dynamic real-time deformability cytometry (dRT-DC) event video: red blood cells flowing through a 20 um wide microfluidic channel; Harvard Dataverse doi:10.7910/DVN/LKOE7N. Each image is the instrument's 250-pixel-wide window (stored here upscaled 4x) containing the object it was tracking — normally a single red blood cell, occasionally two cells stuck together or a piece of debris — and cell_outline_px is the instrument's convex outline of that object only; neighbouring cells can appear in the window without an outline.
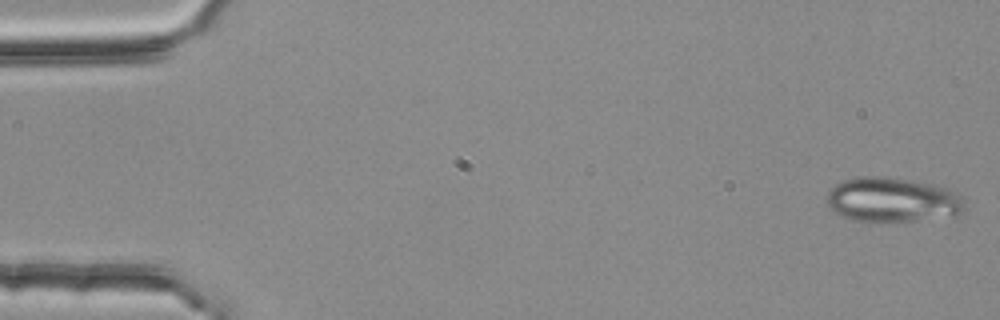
{"species": "common noctule bat (a hibernating species)", "species_latin": "Nyctalus noctula", "temperature_condition": "room temperature", "stored_images_in_passage": 7, "camera_frame_rate_fps": 3000, "um_per_image_px": 0.085, "animal": {"sex": "female", "body_mass_g": 25.1}, "frame": {"image": 1, "passage_image": 1, "time_ms": 0.0, "image_size_px": [1000, 320], "cell_outline_px": [[964, 208], [956, 216], [916, 220], [852, 220], [840, 216], [828, 204], [824, 196], [836, 184], [844, 180], [864, 176], [888, 176], [912, 180], [952, 188], [964, 196]], "centroid_in_image_um": [75.9, 16.95], "position_along_channel_um": 9.1, "area_um2": 35.95}}